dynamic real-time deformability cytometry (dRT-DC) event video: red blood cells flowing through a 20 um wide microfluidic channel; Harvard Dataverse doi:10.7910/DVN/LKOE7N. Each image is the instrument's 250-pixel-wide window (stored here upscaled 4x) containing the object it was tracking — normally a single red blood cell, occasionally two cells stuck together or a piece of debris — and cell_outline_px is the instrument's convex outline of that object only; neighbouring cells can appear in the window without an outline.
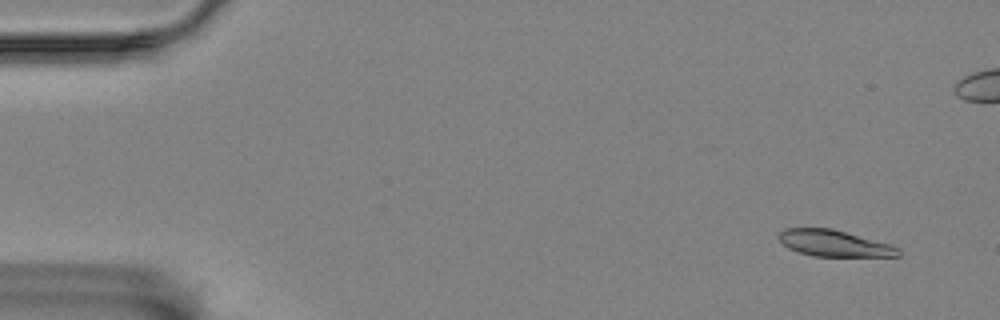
{"species": "Egyptian fruit bat (a non-hibernating species)", "species_latin": "Rousettus aegyptiacus", "temperature_condition": "room temperature", "stored_images_in_passage": 58, "camera_frame_rate_fps": 3000, "um_per_image_px": 0.085, "animal": {"sex": "female"}, "frame": {"image": 1, "passage_image": 4, "time_ms": 1.0, "image_size_px": [1000, 320], "cell_outline_px": [[900, 256], [812, 256], [788, 248], [776, 236], [784, 228], [832, 228], [888, 244], [900, 248]], "centroid_in_image_um": [70.87, 20.68], "position_along_channel_um": 14.1, "area_um2": 18.15}}
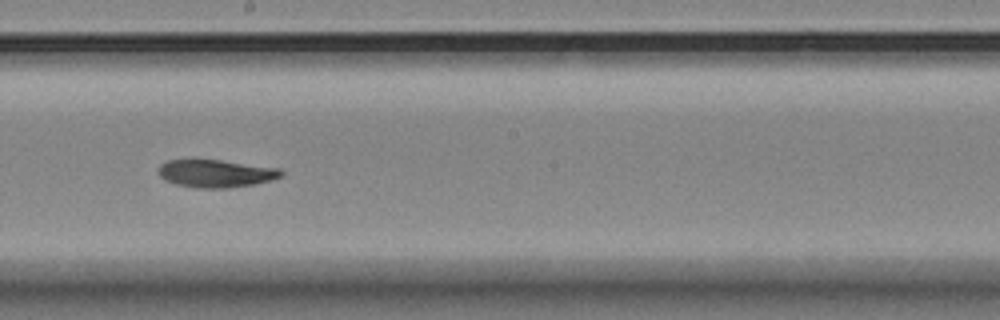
{"frame": {"image": 2, "passage_image": 32, "time_ms": 10.333, "image_size_px": [1000, 320], "cell_outline_px": [[284, 176], [272, 180], [256, 184], [228, 188], [196, 188], [176, 184], [164, 180], [160, 176], [156, 168], [160, 164], [168, 160], [192, 156], [280, 168], [284, 172]], "centroid_in_image_um": [18.3, 14.7], "position_along_channel_um": 229.9, "area_um2": 20.87}}
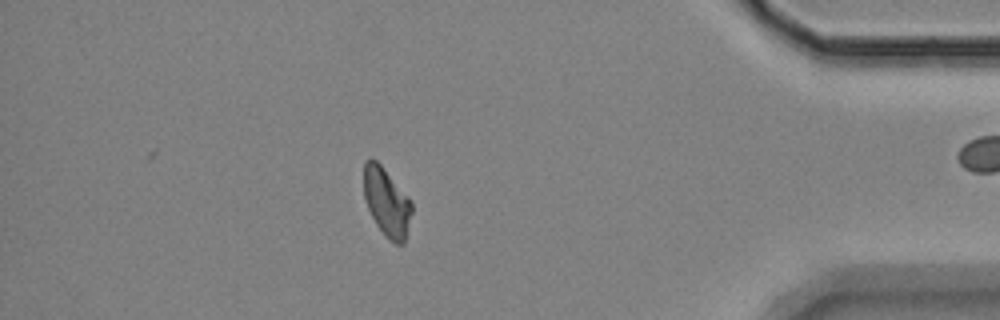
{"frame": {"image": 3, "passage_image": 50, "time_ms": 16.333, "image_size_px": [1000, 320], "cell_outline_px": [[412, 212], [404, 244], [396, 244], [388, 240], [384, 236], [376, 224], [368, 208], [364, 196], [364, 164], [372, 156], [380, 164], [408, 196], [412, 204]], "centroid_in_image_um": [32.87, 17.2], "position_along_channel_um": 402.3, "area_um2": 19.07}, "authors_computed_cell_mechanics": {"area_um2": 19.7676, "velocity_mm_per_s": 3.5131, "shape_relaxation_time_tau1_ms": null, "shape_relaxation_time_tau2_ms": 7.2208, "deformation_change_tau1": null, "deformation_change_tau2": 0.1131}}